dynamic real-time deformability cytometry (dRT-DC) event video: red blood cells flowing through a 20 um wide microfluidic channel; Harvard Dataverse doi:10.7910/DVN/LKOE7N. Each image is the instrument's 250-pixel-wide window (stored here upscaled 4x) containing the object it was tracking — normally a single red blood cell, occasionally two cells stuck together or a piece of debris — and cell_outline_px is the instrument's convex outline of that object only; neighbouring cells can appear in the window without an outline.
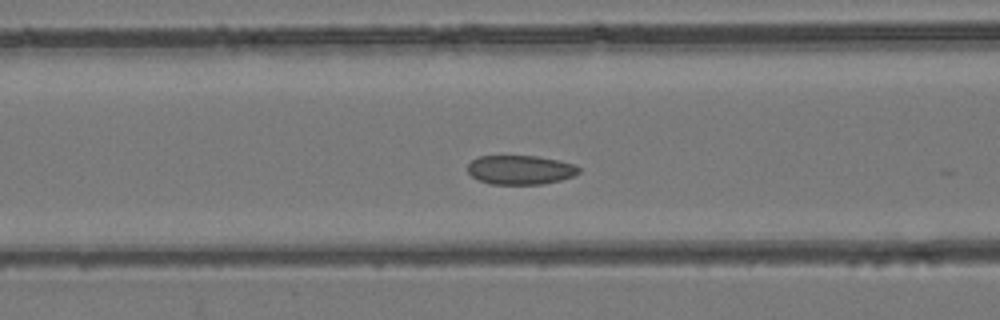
{"species": "common noctule bat (a hibernating species)", "species_latin": "Nyctalus noctula", "temperature_condition": "room temperature", "stored_images_in_passage": 21, "camera_frame_rate_fps": 3000, "um_per_image_px": 0.085, "animal": {"sex": "female", "body_mass_g": 24.6, "forearm_length_mm": 56.2}, "frame": {"image": 1, "passage_image": 17, "time_ms": 5.333, "image_size_px": [1000, 320], "cell_outline_px": [[580, 172], [572, 176], [560, 180], [544, 184], [492, 184], [480, 180], [472, 176], [468, 172], [468, 164], [472, 160], [480, 156], [536, 156], [556, 160], [572, 164], [580, 168]], "centroid_in_image_um": [44.22, 14.44], "position_along_channel_um": 122.4, "area_um2": 18.67}}
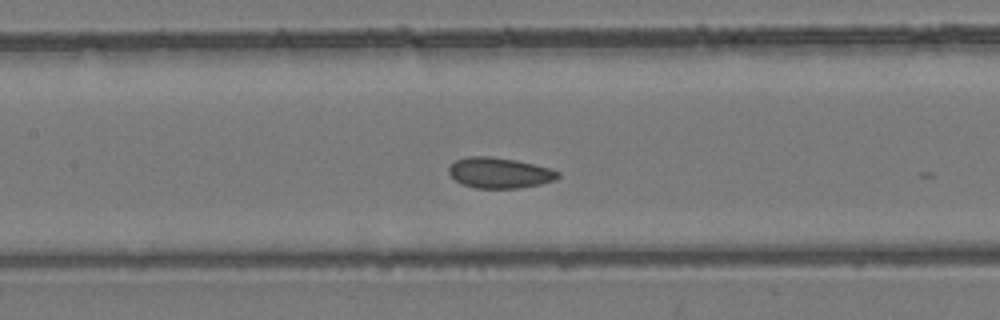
{"frame": {"image": 2, "passage_image": 20, "time_ms": 6.333, "image_size_px": [1000, 320], "cell_outline_px": [[560, 176], [552, 180], [540, 184], [520, 188], [476, 188], [464, 184], [456, 180], [448, 172], [448, 168], [456, 160], [468, 156], [488, 156], [516, 160], [552, 168], [560, 172]], "centroid_in_image_um": [42.48, 14.68], "position_along_channel_um": 164.9, "area_um2": 19.36}}